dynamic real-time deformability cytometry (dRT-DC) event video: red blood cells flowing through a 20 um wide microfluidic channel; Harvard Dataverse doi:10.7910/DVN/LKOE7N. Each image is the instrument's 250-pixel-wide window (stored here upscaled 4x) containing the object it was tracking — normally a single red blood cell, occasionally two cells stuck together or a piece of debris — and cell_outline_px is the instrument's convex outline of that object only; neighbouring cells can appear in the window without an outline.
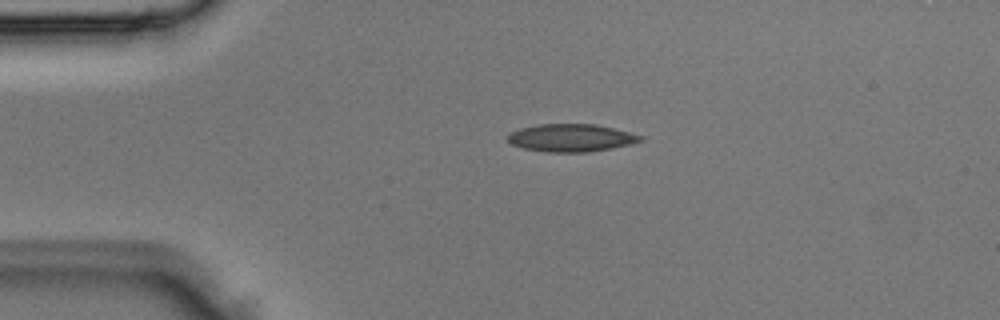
{"species": "Egyptian fruit bat (a non-hibernating species)", "species_latin": "Rousettus aegyptiacus", "temperature_condition": "room temperature", "stored_images_in_passage": 2, "camera_frame_rate_fps": 3000, "um_per_image_px": 0.085, "animal": {"sex": "male"}, "frame": {"image": 1, "passage_image": 1, "time_ms": 0.0, "image_size_px": [1000, 320], "cell_outline_px": [[644, 140], [612, 148], [588, 152], [548, 152], [524, 148], [512, 144], [504, 136], [508, 132], [520, 128], [540, 124], [596, 124], [644, 136]], "centroid_in_image_um": [48.5, 11.71], "position_along_channel_um": 36.5, "area_um2": 21.39}}